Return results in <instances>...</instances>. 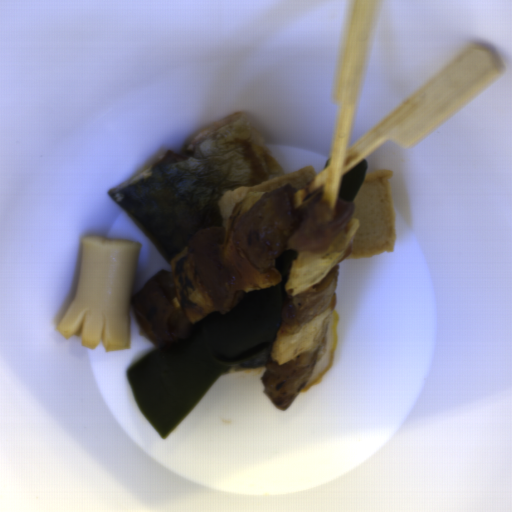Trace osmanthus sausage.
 <instances>
[{"label":"osmanthus sausage","mask_w":512,"mask_h":512,"mask_svg":"<svg viewBox=\"0 0 512 512\" xmlns=\"http://www.w3.org/2000/svg\"><path fill=\"white\" fill-rule=\"evenodd\" d=\"M141 242L98 235L81 236L75 293L57 324L64 338L80 335L90 349L100 339L104 349L130 347L134 297Z\"/></svg>","instance_id":"d35146e8"}]
</instances>
